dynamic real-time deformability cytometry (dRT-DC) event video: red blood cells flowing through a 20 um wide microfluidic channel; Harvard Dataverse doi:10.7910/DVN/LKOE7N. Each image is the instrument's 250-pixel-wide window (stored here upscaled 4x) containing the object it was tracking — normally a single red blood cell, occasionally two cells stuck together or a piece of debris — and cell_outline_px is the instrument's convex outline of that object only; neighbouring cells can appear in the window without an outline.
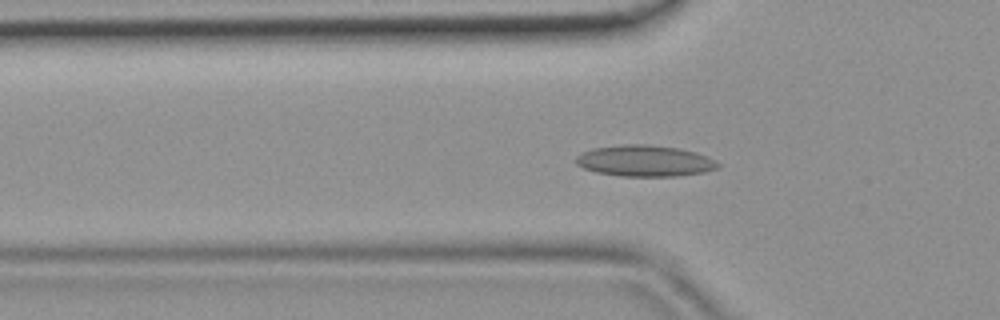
{"species": "common noctule bat (a hibernating species)", "species_latin": "Nyctalus noctula", "temperature_condition": "room temperature", "stored_images_in_passage": 36, "camera_frame_rate_fps": 3000, "um_per_image_px": 0.085, "animal": {"sex": "female", "body_mass_g": 19.9}, "frame": {"image": 1, "passage_image": 6, "time_ms": 1.667, "image_size_px": [1000, 320], "cell_outline_px": [[720, 164], [716, 168], [704, 172], [676, 176], [620, 176], [596, 172], [584, 168], [576, 164], [576, 156], [592, 148], [624, 144], [644, 144], [676, 148], [696, 152]], "centroid_in_image_um": [54.76, 13.67], "position_along_channel_um": 71.0, "area_um2": 25.49}}
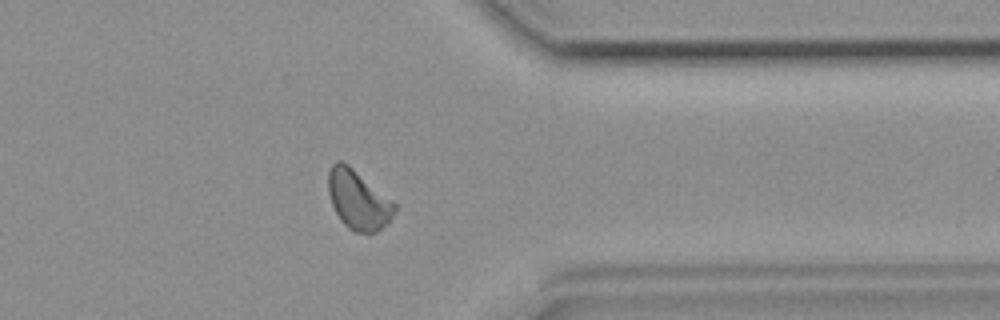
{"frame": {"image": 2, "passage_image": 27, "time_ms": 8.667, "image_size_px": [1000, 320], "cell_outline_px": [[396, 208], [388, 224], [376, 232], [356, 232], [348, 228], [340, 220], [332, 204], [328, 192], [328, 172], [332, 164], [336, 160], [340, 160], [348, 164], [396, 204]], "centroid_in_image_um": [30.43, 16.98], "position_along_channel_um": 381.0, "area_um2": 22.66}}
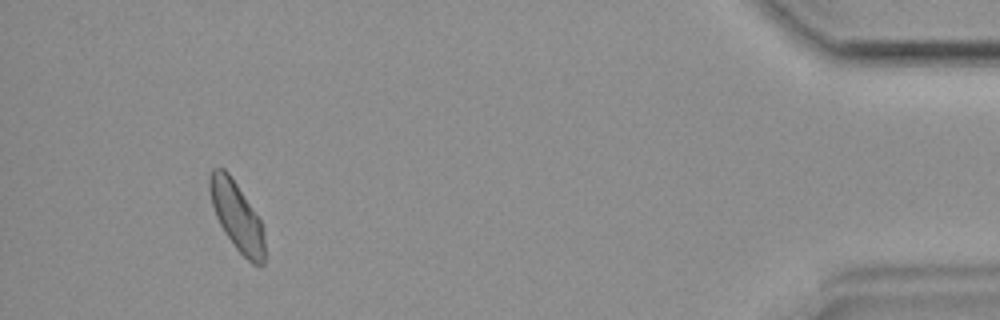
{"frame": {"image": 3, "passage_image": 33, "time_ms": 10.667, "image_size_px": [1000, 320], "cell_outline_px": [[264, 264], [252, 264], [236, 248], [224, 232], [216, 216], [212, 204], [208, 188], [208, 176], [212, 168], [224, 168], [228, 172], [260, 220], [264, 228]], "centroid_in_image_um": [20.11, 18.36], "position_along_channel_um": 415.1, "area_um2": 21.73}}